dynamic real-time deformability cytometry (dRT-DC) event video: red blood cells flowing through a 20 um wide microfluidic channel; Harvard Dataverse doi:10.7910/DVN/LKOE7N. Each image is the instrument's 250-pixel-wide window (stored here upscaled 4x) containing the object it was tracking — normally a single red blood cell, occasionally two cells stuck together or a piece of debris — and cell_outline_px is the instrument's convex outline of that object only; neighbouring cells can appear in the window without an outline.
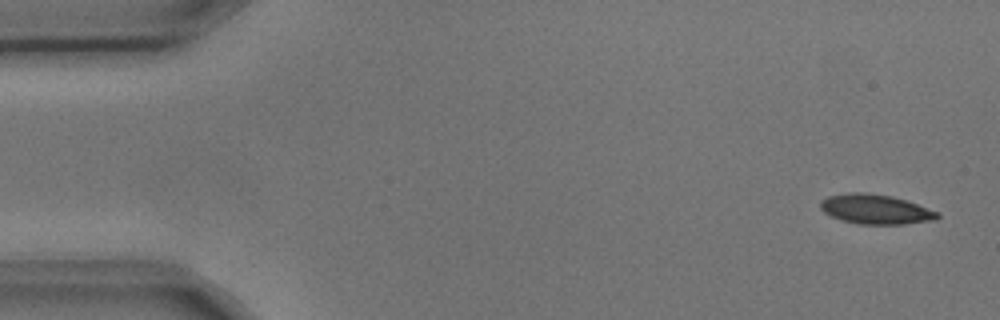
{"species": "common noctule bat (a hibernating species)", "species_latin": "Nyctalus noctula", "temperature_condition": "cold", "stored_images_in_passage": 5, "camera_frame_rate_fps": 3000, "um_per_image_px": 0.085, "animal": {"sex": "male", "body_mass_g": 17.9, "forearm_length_mm": 54.2}, "frame": {"image": 1, "passage_image": 1, "time_ms": 0.0, "image_size_px": [1000, 320], "cell_outline_px": [[940, 216], [936, 220], [904, 224], [860, 224], [844, 220], [832, 216], [824, 212], [820, 208], [820, 200], [828, 196], [852, 192], [864, 192], [892, 196], [940, 212]], "centroid_in_image_um": [74.44, 17.78], "position_along_channel_um": 10.6, "area_um2": 20.11}}
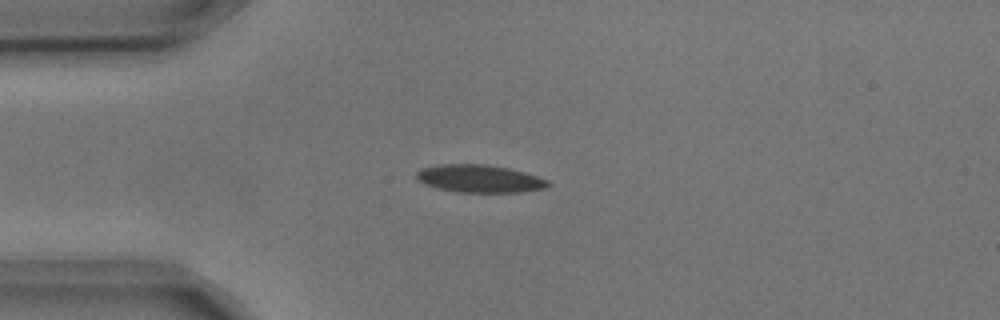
{"frame": {"image": 2, "passage_image": 4, "time_ms": 1.0, "image_size_px": [1000, 320], "cell_outline_px": [[552, 184], [544, 188], [520, 192], [456, 192], [424, 184], [416, 180], [416, 172], [424, 168], [440, 164], [488, 164], [508, 168], [524, 172], [548, 180]], "centroid_in_image_um": [40.76, 15.18], "position_along_channel_um": 44.2, "area_um2": 21.15}}